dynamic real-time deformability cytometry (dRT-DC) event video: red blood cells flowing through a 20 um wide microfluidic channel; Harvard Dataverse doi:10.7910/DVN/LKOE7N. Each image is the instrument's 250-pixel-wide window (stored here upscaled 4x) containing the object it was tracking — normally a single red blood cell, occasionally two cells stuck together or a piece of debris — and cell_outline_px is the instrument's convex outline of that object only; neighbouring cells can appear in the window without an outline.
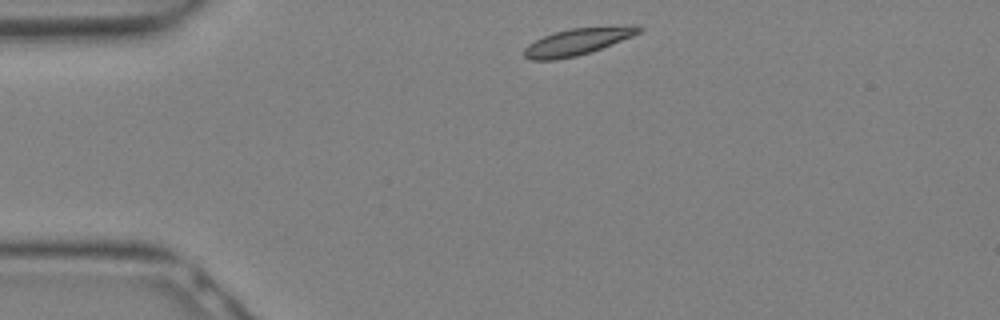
{"species": "Egyptian fruit bat (a non-hibernating species)", "species_latin": "Rousettus aegyptiacus", "temperature_condition": "warm", "stored_images_in_passage": 11, "camera_frame_rate_fps": 3000, "um_per_image_px": 0.085, "animal": {"sex": "female"}, "frame": {"image": 1, "passage_image": 1, "time_ms": 0.0, "image_size_px": [1000, 320], "cell_outline_px": [[644, 28], [640, 32], [632, 36], [600, 48], [576, 56], [556, 60], [532, 60], [524, 56], [524, 48], [528, 44], [544, 36], [556, 32], [572, 28], [628, 24], [636, 24]], "centroid_in_image_um": [49.13, 3.51], "position_along_channel_um": 35.9, "area_um2": 17.92}}
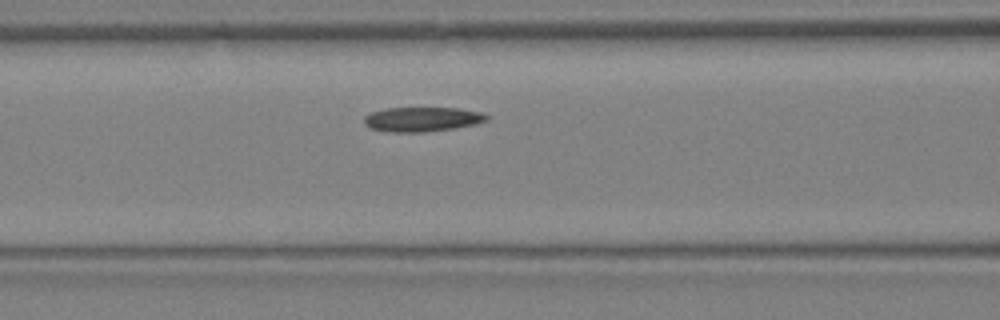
{"frame": {"image": 2, "passage_image": 7, "time_ms": 2.0, "image_size_px": [1000, 320], "cell_outline_px": [[492, 116], [488, 120], [476, 124], [452, 128], [424, 132], [388, 132], [372, 128], [364, 124], [364, 116], [372, 112], [384, 108], [456, 108], [484, 112]], "centroid_in_image_um": [35.93, 10.13], "position_along_channel_um": 130.7, "area_um2": 17.63}}
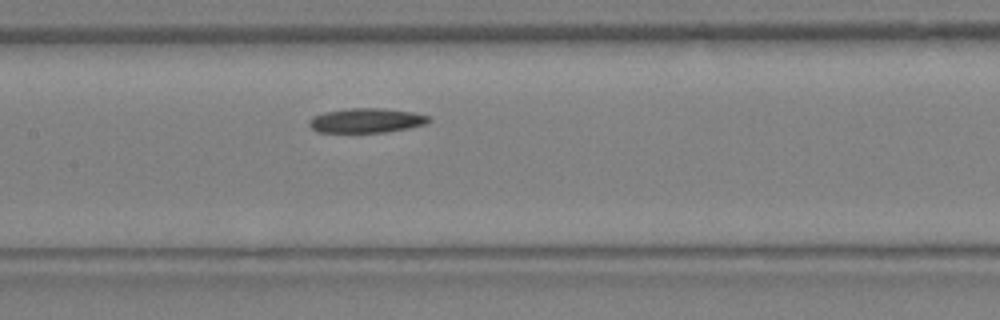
{"frame": {"image": 3, "passage_image": 9, "time_ms": 2.667, "image_size_px": [1000, 320], "cell_outline_px": [[432, 120], [428, 124], [388, 132], [316, 132], [308, 124], [308, 120], [312, 116], [324, 112], [348, 108], [384, 108], [412, 112], [428, 116]], "centroid_in_image_um": [31.14, 10.24], "position_along_channel_um": 176.3, "area_um2": 17.28}}